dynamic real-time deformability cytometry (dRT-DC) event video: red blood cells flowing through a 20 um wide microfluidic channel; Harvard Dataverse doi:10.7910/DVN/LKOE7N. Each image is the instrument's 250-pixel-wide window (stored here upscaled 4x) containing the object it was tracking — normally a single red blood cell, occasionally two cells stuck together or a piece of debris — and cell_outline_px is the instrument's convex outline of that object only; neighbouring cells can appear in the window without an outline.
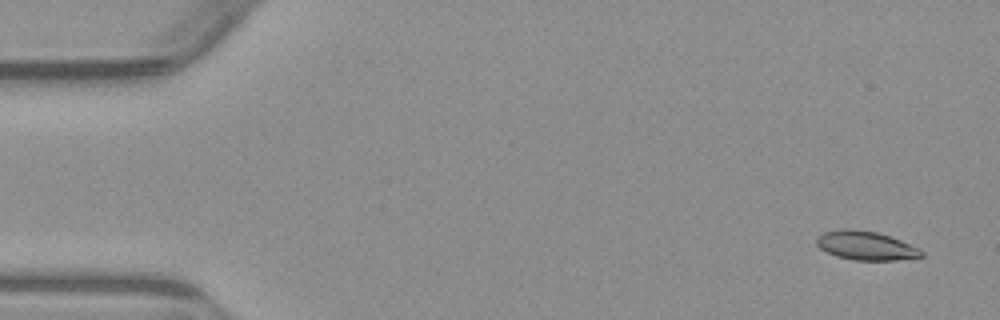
{"species": "common noctule bat (a hibernating species)", "species_latin": "Nyctalus noctula", "temperature_condition": "warm", "stored_images_in_passage": 6, "camera_frame_rate_fps": 3000, "um_per_image_px": 0.085, "animal": {"sex": "male", "body_mass_g": 23.1, "forearm_length_mm": 52.7}, "frame": {"image": 1, "passage_image": 1, "time_ms": 0.0, "image_size_px": [1000, 320], "cell_outline_px": [[924, 256], [896, 260], [852, 260], [836, 256], [820, 248], [816, 244], [816, 236], [824, 232], [844, 228], [848, 228], [876, 232], [900, 240], [920, 248], [924, 252]], "centroid_in_image_um": [73.59, 20.88], "position_along_channel_um": 11.4, "area_um2": 17.63}}
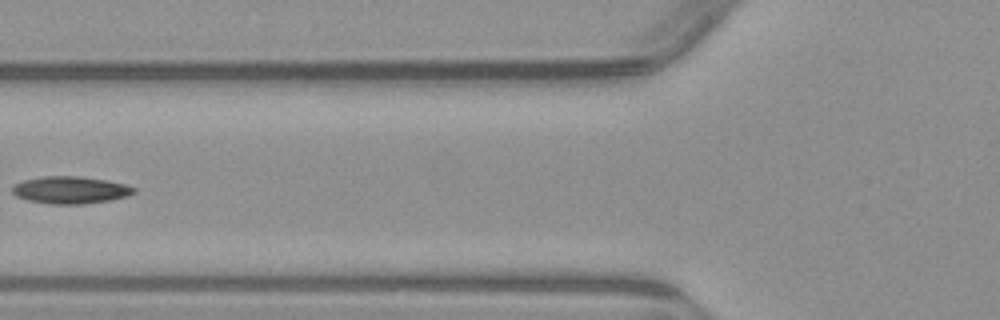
{"frame": {"image": 2, "passage_image": 5, "time_ms": 6.0, "image_size_px": [1000, 320], "cell_outline_px": [[136, 192], [128, 196], [108, 200], [84, 204], [48, 204], [28, 200], [16, 196], [12, 192], [12, 188], [16, 184], [24, 180], [44, 176], [76, 176], [108, 180], [124, 184], [136, 188]], "centroid_in_image_um": [6.0, 16.15], "position_along_channel_um": 119.8, "area_um2": 19.25}}
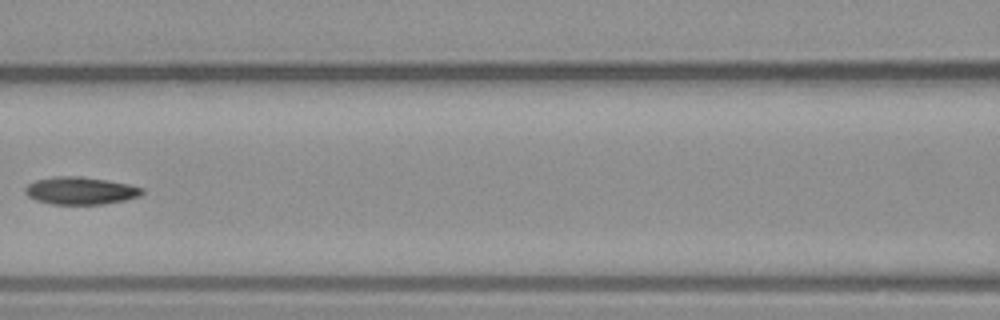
{"frame": {"image": 3, "passage_image": 6, "time_ms": 7.0, "image_size_px": [1000, 320], "cell_outline_px": [[144, 192], [140, 196], [124, 200], [104, 204], [52, 204], [36, 200], [28, 196], [24, 192], [24, 188], [28, 184], [36, 180], [56, 176], [80, 176], [128, 184], [144, 188]], "centroid_in_image_um": [6.83, 16.21], "position_along_channel_um": 159.8, "area_um2": 18.67}}